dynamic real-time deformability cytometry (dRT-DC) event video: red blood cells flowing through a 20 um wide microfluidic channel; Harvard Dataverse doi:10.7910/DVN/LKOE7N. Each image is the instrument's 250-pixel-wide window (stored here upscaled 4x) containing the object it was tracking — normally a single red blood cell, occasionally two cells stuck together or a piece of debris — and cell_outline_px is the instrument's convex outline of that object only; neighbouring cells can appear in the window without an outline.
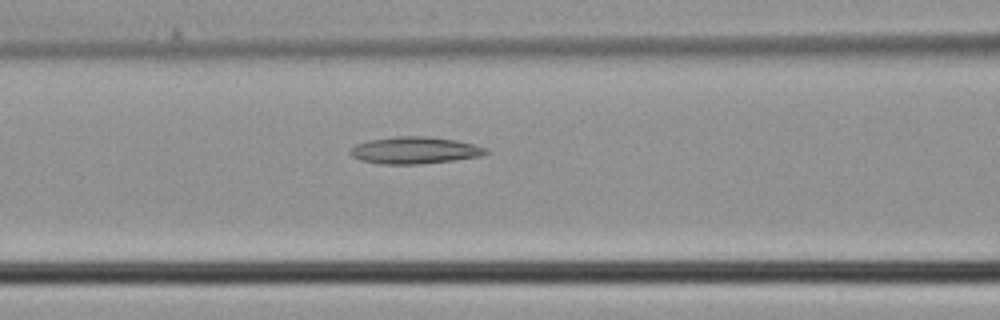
{"species": "common noctule bat (a hibernating species)", "species_latin": "Nyctalus noctula", "temperature_condition": "cold", "stored_images_in_passage": 6, "segment_of_instrument_passage": [2, 2], "camera_frame_rate_fps": 3000, "um_per_image_px": 0.085, "animal": {"sex": "male", "body_mass_g": 21.5, "forearm_length_mm": 52.0}, "frame": {"image": 1, "passage_image": 6, "time_ms": 1.667, "image_size_px": [1000, 320], "cell_outline_px": [[488, 152], [480, 156], [452, 160], [420, 164], [380, 164], [360, 160], [352, 156], [348, 152], [356, 144], [368, 140], [396, 136], [428, 136], [456, 140], [488, 148]], "centroid_in_image_um": [35.22, 12.77], "position_along_channel_um": 131.4, "area_um2": 21.27}}